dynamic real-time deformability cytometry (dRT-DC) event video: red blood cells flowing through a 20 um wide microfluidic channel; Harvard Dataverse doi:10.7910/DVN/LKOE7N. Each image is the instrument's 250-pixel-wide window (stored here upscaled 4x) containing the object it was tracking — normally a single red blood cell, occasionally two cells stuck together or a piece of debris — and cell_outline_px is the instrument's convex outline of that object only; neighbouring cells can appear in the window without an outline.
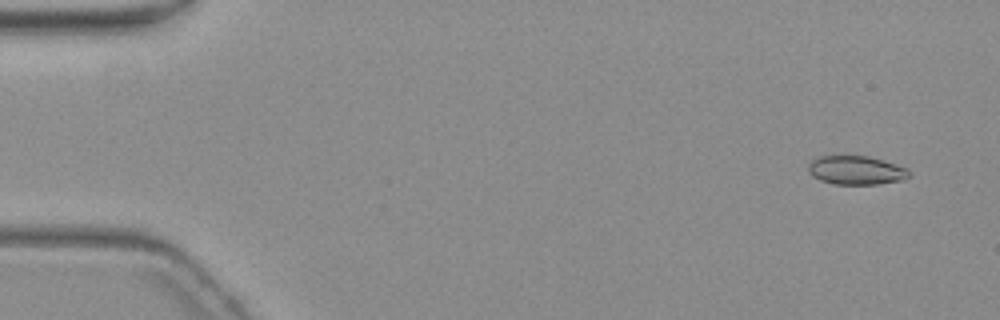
{"species": "common noctule bat (a hibernating species)", "species_latin": "Nyctalus noctula", "temperature_condition": "warm", "stored_images_in_passage": 5, "camera_frame_rate_fps": 3000, "um_per_image_px": 0.085, "animal": {"sex": "female", "body_mass_g": 19.3, "forearm_length_mm": 54.1}, "frame": {"image": 1, "passage_image": 1, "time_ms": 0.0, "image_size_px": [1000, 320], "cell_outline_px": [[912, 176], [904, 180], [880, 184], [832, 184], [820, 180], [812, 176], [808, 172], [808, 164], [812, 160], [820, 156], [868, 156], [884, 160], [908, 168], [912, 172]], "centroid_in_image_um": [72.82, 14.48], "position_along_channel_um": 12.2, "area_um2": 17.22}}
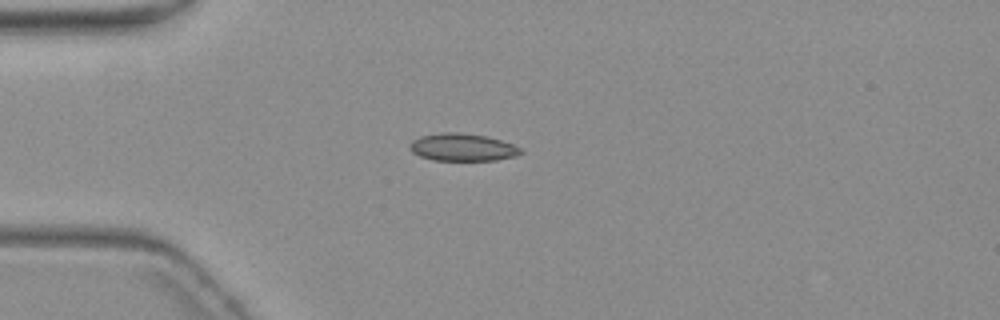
{"frame": {"image": 2, "passage_image": 4, "time_ms": 4.0, "image_size_px": [1000, 320], "cell_outline_px": [[524, 152], [516, 156], [496, 160], [432, 160], [420, 156], [412, 152], [408, 148], [408, 144], [412, 140], [420, 136], [440, 132], [460, 132], [488, 136], [512, 144], [520, 148]], "centroid_in_image_um": [39.28, 12.51], "position_along_channel_um": 45.7, "area_um2": 17.98}}